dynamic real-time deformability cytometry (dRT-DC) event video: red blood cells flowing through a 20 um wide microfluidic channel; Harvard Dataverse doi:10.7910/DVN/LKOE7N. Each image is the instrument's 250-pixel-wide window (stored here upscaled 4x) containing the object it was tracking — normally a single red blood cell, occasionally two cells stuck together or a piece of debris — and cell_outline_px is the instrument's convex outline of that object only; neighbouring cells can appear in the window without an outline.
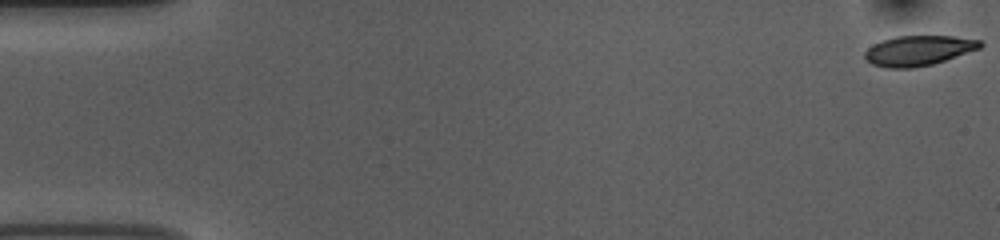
{"species": "common noctule bat (a hibernating species)", "species_latin": "Nyctalus noctula", "temperature_condition": "room temperature", "stored_images_in_passage": 54, "camera_frame_rate_fps": 3000, "um_per_image_px": 0.085, "animal": {"sex": "female", "body_mass_g": 10.0, "forearm_length_mm": 53.1}, "frame": {"image": 1, "passage_image": 1, "time_ms": 0.0, "image_size_px": [1000, 240], "cell_outline_px": [[984, 44], [980, 48], [932, 64], [912, 68], [888, 68], [872, 64], [864, 60], [864, 52], [872, 44], [896, 36], [952, 36], [980, 40]], "centroid_in_image_um": [78.03, 4.3], "position_along_channel_um": 7.0, "area_um2": 20.11}}
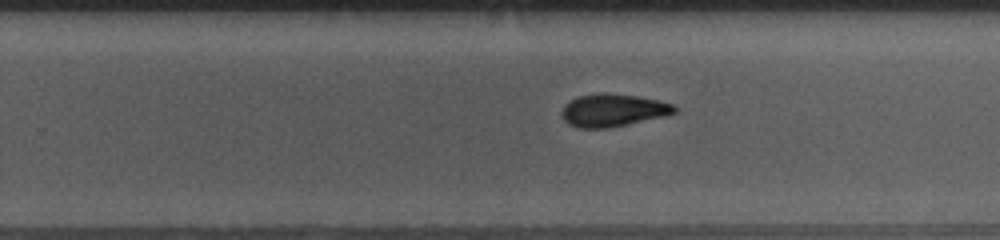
{"frame": {"image": 2, "passage_image": 34, "time_ms": 11.0, "image_size_px": [1000, 240], "cell_outline_px": [[676, 112], [664, 116], [628, 124], [608, 128], [576, 128], [568, 124], [564, 120], [560, 112], [564, 104], [580, 96], [604, 92], [636, 96], [676, 104]], "centroid_in_image_um": [52.08, 9.38], "position_along_channel_um": 277.7, "area_um2": 21.44}}
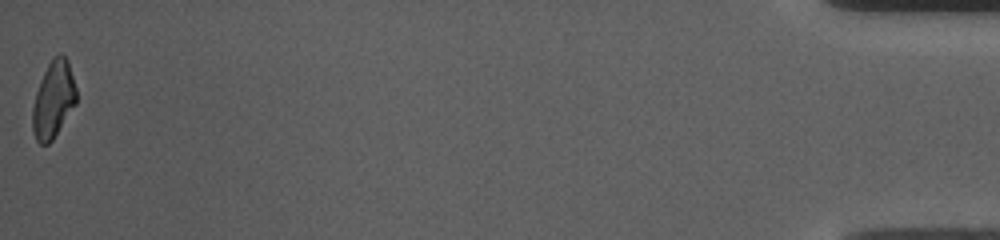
{"frame": {"image": 3, "passage_image": 54, "time_ms": 17.667, "image_size_px": [1000, 240], "cell_outline_px": [[76, 104], [52, 140], [48, 144], [40, 144], [36, 140], [32, 132], [32, 108], [36, 92], [44, 72], [52, 56], [60, 52], [68, 60], [76, 88]], "centroid_in_image_um": [4.53, 8.46], "position_along_channel_um": 430.7, "area_um2": 19.65}, "authors_computed_cell_mechanics": {"area_um2": 21.097, "velocity_mm_per_s": 3.7289, "shape_relaxation_time_tau1_ms": 2.9423, "shape_relaxation_time_tau2_ms": 6.8302, "deformation_change_tau1": 0.1164, "deformation_change_tau2": 0.1263}}